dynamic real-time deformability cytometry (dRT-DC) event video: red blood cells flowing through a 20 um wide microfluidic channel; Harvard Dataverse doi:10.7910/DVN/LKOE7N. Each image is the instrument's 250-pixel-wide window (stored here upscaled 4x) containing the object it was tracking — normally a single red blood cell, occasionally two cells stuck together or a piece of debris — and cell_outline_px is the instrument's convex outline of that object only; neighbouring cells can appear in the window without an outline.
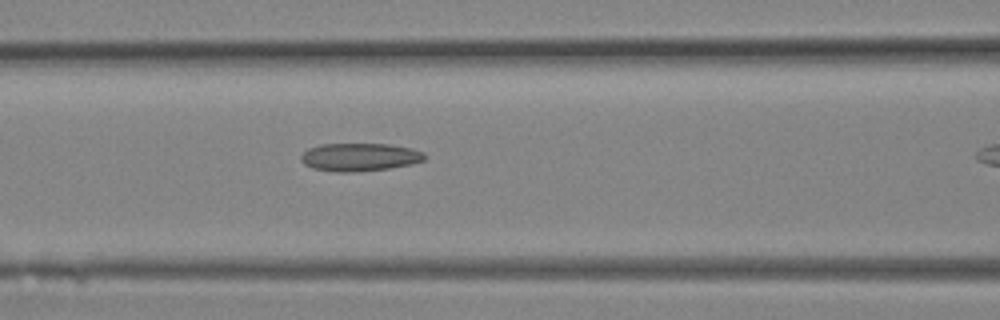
{"species": "Egyptian fruit bat (a non-hibernating species)", "species_latin": "Rousettus aegyptiacus", "temperature_condition": "room temperature", "stored_images_in_passage": 6, "camera_frame_rate_fps": 3000, "um_per_image_px": 0.085, "animal": {"sex": "female"}, "frame": {"image": 1, "passage_image": 5, "time_ms": 1.333, "image_size_px": [1000, 320], "cell_outline_px": [[428, 156], [424, 160], [408, 164], [388, 168], [356, 172], [336, 172], [312, 168], [304, 164], [300, 160], [300, 156], [308, 148], [320, 144], [388, 144], [412, 148], [424, 152]], "centroid_in_image_um": [30.55, 13.35], "position_along_channel_um": 136.1, "area_um2": 20.23}}